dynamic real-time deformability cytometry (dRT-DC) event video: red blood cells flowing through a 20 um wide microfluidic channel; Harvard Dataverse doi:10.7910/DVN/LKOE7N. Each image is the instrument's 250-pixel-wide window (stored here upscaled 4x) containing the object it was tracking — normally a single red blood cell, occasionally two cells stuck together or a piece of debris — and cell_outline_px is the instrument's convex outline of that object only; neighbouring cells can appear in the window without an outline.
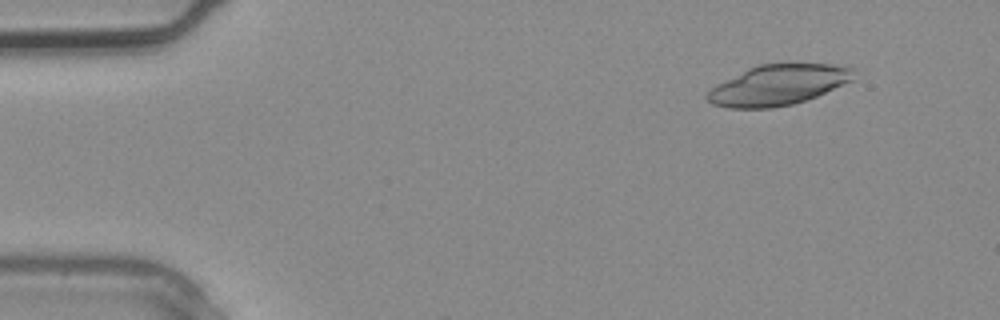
{"species": "common noctule bat (a hibernating species)", "species_latin": "Nyctalus noctula", "temperature_condition": "warm", "stored_images_in_passage": 2, "camera_frame_rate_fps": 3000, "um_per_image_px": 0.085, "animal": {"sex": "male", "body_mass_g": 20.4}, "frame": {"image": 1, "passage_image": 1, "time_ms": 0.0, "image_size_px": [1000, 320], "cell_outline_px": [[852, 80], [816, 96], [792, 104], [772, 108], [728, 108], [712, 104], [704, 96], [716, 84], [748, 68], [760, 64], [832, 64], [852, 68]], "centroid_in_image_um": [66.08, 7.23], "position_along_channel_um": 18.9, "area_um2": 33.99}}